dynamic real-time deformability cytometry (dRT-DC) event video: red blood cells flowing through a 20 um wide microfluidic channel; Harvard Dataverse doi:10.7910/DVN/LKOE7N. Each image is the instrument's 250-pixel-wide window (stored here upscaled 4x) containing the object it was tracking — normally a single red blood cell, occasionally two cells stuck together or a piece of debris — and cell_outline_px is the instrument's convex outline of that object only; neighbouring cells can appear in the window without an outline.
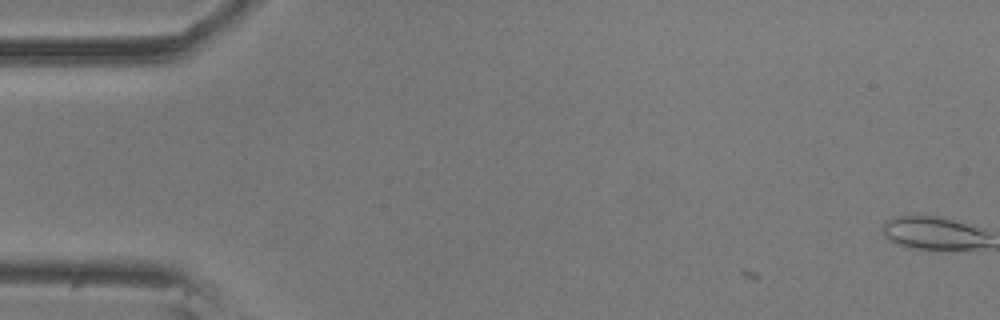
{"species": "common noctule bat (a hibernating species)", "species_latin": "Nyctalus noctula", "temperature_condition": "room temperature", "stored_images_in_passage": 58, "camera_frame_rate_fps": 3000, "um_per_image_px": 0.085, "animal": {"sex": "male", "body_mass_g": 20.5, "forearm_length_mm": 52.5}, "frame": {"image": 1, "passage_image": 1, "time_ms": 0.0, "image_size_px": [1000, 320], "cell_outline_px": [[984, 244], [964, 248], [928, 248], [908, 244], [900, 240], [900, 220], [944, 220], [960, 224], [976, 232]], "centroid_in_image_um": [79.72, 19.92], "position_along_channel_um": 5.3, "area_um2": 13.87}}
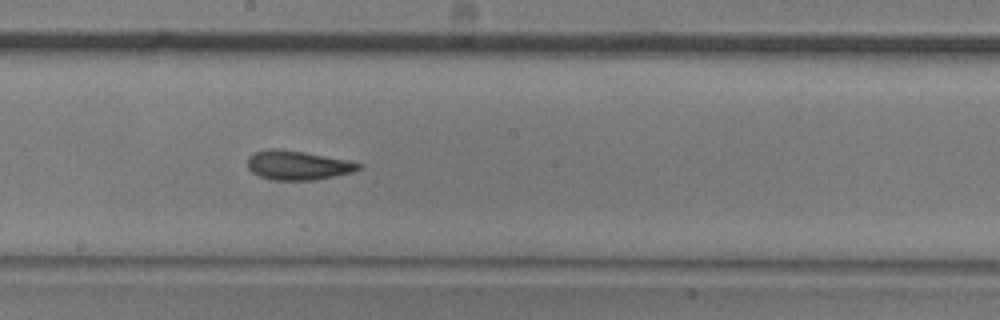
{"frame": {"image": 2, "passage_image": 32, "time_ms": 10.333, "image_size_px": [1000, 320], "cell_outline_px": [[356, 168], [344, 172], [324, 176], [296, 180], [284, 180], [264, 176], [256, 172], [248, 164], [248, 160], [252, 156], [260, 152], [296, 152], [356, 164]], "centroid_in_image_um": [25.17, 14.08], "position_along_channel_um": 223.0, "area_um2": 15.49}}
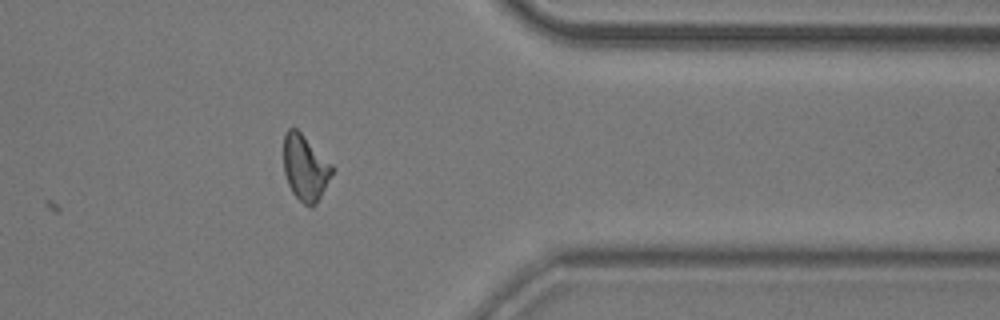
{"frame": {"image": 3, "passage_image": 47, "time_ms": 15.333, "image_size_px": [1000, 320], "cell_outline_px": [[332, 172], [316, 200], [312, 204], [308, 204], [300, 200], [296, 196], [288, 180], [284, 168], [284, 136], [292, 128], [296, 128], [300, 132], [332, 168]], "centroid_in_image_um": [25.88, 14.21], "position_along_channel_um": 385.5, "area_um2": 16.76}, "authors_computed_cell_mechanics": {"area_um2": 15.9239, "velocity_mm_per_s": 3.5543, "shape_relaxation_time_tau1_ms": null, "shape_relaxation_time_tau2_ms": 4.229, "deformation_change_tau1": null, "deformation_change_tau2": 0.1124}}